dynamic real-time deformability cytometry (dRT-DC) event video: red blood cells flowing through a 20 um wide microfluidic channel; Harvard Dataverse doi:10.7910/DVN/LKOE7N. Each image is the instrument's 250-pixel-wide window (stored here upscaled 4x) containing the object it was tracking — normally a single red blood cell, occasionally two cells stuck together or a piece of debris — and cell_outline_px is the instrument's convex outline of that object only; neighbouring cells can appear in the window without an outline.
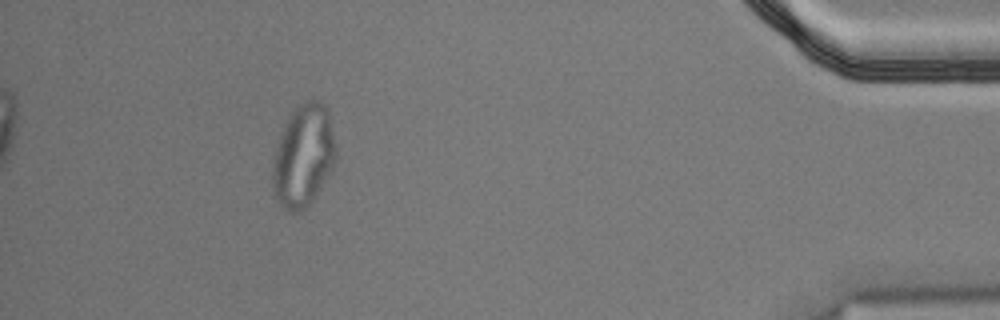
{"species": "Egyptian fruit bat (a non-hibernating species)", "species_latin": "Rousettus aegyptiacus", "temperature_condition": "cold", "stored_images_in_passage": 40, "segment_of_instrument_passage": [2, 2], "camera_frame_rate_fps": 3000, "um_per_image_px": 0.085, "animal": {"sex": "male"}, "frame": {"image": 1, "passage_image": 35, "time_ms": 11.333, "image_size_px": [1000, 320], "cell_outline_px": [[336, 160], [332, 168], [312, 204], [308, 208], [300, 212], [288, 212], [280, 208], [276, 200], [272, 180], [272, 168], [276, 148], [280, 132], [288, 116], [304, 100], [320, 100], [328, 108], [336, 148]], "centroid_in_image_um": [25.79, 13.28], "position_along_channel_um": 409.4, "area_um2": 38.38}}